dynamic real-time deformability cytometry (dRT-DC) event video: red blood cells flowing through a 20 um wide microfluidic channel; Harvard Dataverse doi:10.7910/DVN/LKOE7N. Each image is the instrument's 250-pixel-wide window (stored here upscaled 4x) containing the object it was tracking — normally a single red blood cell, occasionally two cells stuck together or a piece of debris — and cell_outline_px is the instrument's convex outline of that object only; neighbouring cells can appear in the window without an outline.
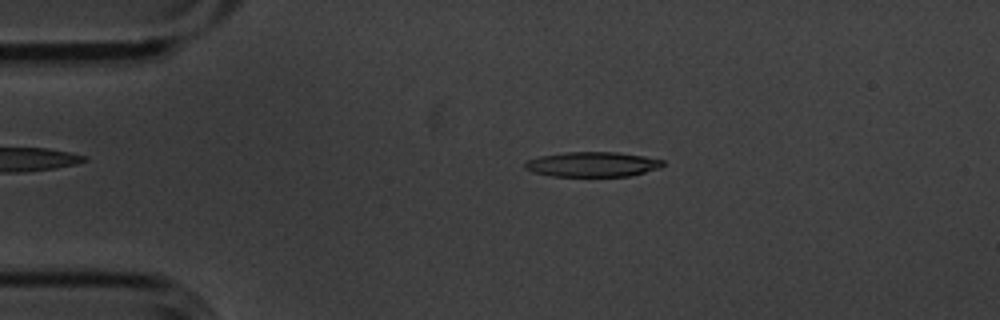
{"species": "common noctule bat (a hibernating species)", "species_latin": "Nyctalus noctula", "temperature_condition": "cold", "stored_images_in_passage": 3, "camera_frame_rate_fps": 3000, "um_per_image_px": 0.085, "animal": {"sex": "male", "body_mass_g": 20.1, "forearm_length_mm": 53.5}, "frame": {"image": 1, "passage_image": 2, "time_ms": 0.333, "image_size_px": [1000, 320], "cell_outline_px": [[664, 164], [660, 168], [628, 176], [552, 176], [532, 172], [524, 168], [524, 164], [528, 160], [540, 156], [564, 152], [616, 152], [644, 156], [664, 160]], "centroid_in_image_um": [50.35, 13.96], "position_along_channel_um": 34.7, "area_um2": 20.0}}